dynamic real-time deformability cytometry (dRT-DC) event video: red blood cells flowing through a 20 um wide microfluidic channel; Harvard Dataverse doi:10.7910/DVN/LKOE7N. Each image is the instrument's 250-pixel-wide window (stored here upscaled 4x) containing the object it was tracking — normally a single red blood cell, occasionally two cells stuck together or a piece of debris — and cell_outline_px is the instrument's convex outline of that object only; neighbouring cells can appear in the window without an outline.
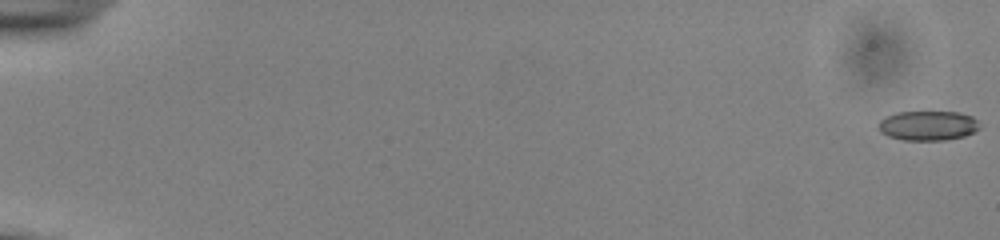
{"species": "common noctule bat (a hibernating species)", "species_latin": "Nyctalus noctula", "temperature_condition": "cold", "stored_images_in_passage": 55, "camera_frame_rate_fps": 3000, "um_per_image_px": 0.085, "animal": {"sex": "male", "body_mass_g": 13.0, "forearm_length_mm": 53.1}, "frame": {"image": 1, "passage_image": 1, "time_ms": 0.0, "image_size_px": [1000, 240], "cell_outline_px": [[980, 128], [964, 136], [944, 140], [904, 140], [888, 136], [880, 132], [880, 120], [896, 112], [960, 112], [972, 116], [976, 120]], "centroid_in_image_um": [78.88, 10.67], "position_along_channel_um": 6.1, "area_um2": 17.28}}
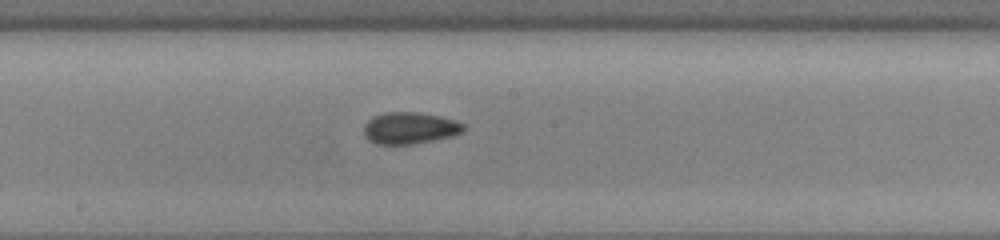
{"frame": {"image": 2, "passage_image": 32, "time_ms": 10.333, "image_size_px": [1000, 240], "cell_outline_px": [[468, 128], [464, 132], [452, 136], [412, 144], [376, 144], [368, 140], [364, 136], [364, 124], [372, 116], [384, 112], [420, 112], [456, 120], [464, 124]], "centroid_in_image_um": [34.84, 10.88], "position_along_channel_um": 213.4, "area_um2": 18.67}}
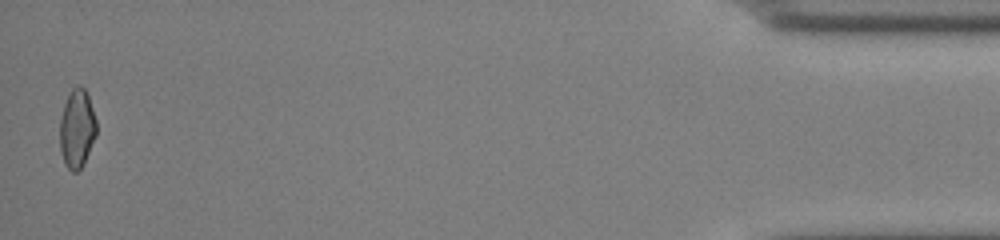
{"frame": {"image": 3, "passage_image": 55, "time_ms": 18.0, "image_size_px": [1000, 240], "cell_outline_px": [[96, 136], [84, 164], [76, 172], [72, 172], [64, 164], [60, 152], [60, 120], [64, 104], [72, 88], [76, 84], [80, 84], [84, 88], [88, 96], [96, 120]], "centroid_in_image_um": [6.54, 10.94], "position_along_channel_um": 428.7, "area_um2": 16.88}, "authors_computed_cell_mechanics": {"area_um2": 17.8602, "velocity_mm_per_s": 3.8768, "shape_relaxation_time_tau1_ms": 5.7461, "shape_relaxation_time_tau2_ms": 2.4369, "deformation_change_tau1": 0.0958, "deformation_change_tau2": 0.0717}}